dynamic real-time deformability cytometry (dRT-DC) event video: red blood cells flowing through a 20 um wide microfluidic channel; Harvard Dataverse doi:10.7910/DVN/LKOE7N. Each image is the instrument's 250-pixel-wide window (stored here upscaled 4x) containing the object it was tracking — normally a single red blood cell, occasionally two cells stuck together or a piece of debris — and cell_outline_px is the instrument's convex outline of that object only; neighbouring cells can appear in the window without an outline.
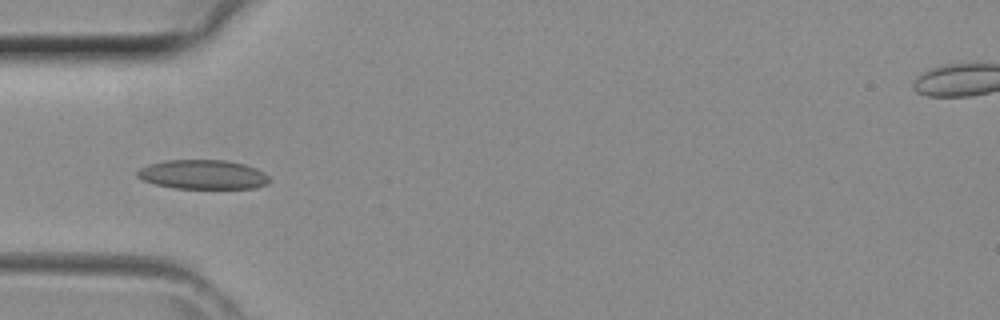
{"species": "common noctule bat (a hibernating species)", "species_latin": "Nyctalus noctula", "temperature_condition": "room temperature", "stored_images_in_passage": 32, "camera_frame_rate_fps": 3000, "um_per_image_px": 0.085, "animal": {"sex": "female", "body_mass_g": 29.2, "forearm_length_mm": 56.3}, "frame": {"image": 1, "passage_image": 9, "time_ms": 2.667, "image_size_px": [1000, 320], "cell_outline_px": [[272, 180], [268, 184], [256, 188], [172, 188], [156, 184], [144, 180], [136, 176], [136, 172], [140, 168], [148, 164], [168, 160], [224, 160], [244, 164], [256, 168], [264, 172]], "centroid_in_image_um": [17.27, 14.84], "position_along_channel_um": 67.7, "area_um2": 22.6}}
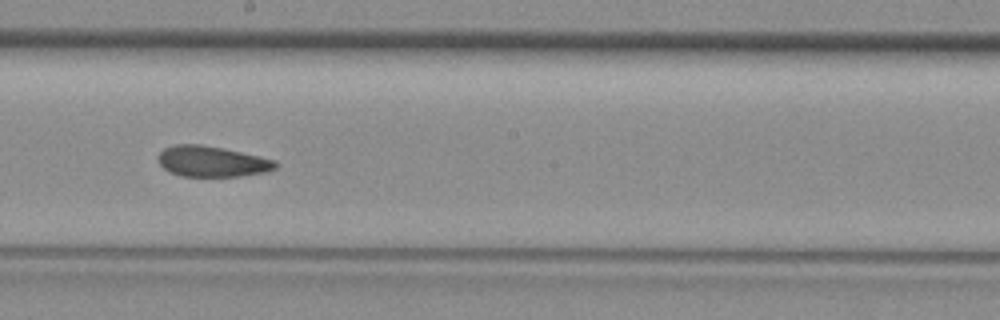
{"frame": {"image": 2, "passage_image": 19, "time_ms": 6.0, "image_size_px": [1000, 320], "cell_outline_px": [[276, 168], [268, 172], [240, 176], [180, 176], [168, 172], [160, 164], [160, 152], [164, 148], [176, 144], [200, 144], [240, 152], [276, 160]], "centroid_in_image_um": [18.02, 13.73], "position_along_channel_um": 230.2, "area_um2": 20.81}}
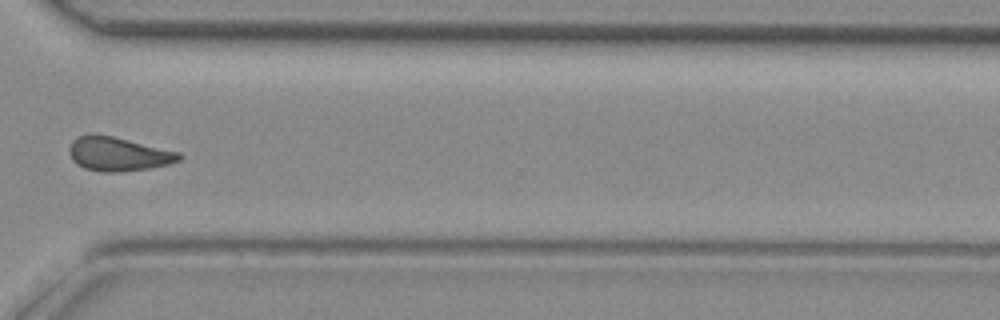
{"frame": {"image": 3, "passage_image": 27, "time_ms": 8.667, "image_size_px": [1000, 320], "cell_outline_px": [[184, 156], [180, 160], [168, 164], [148, 168], [116, 172], [104, 172], [84, 168], [76, 164], [72, 160], [68, 152], [68, 148], [72, 140], [76, 136], [112, 136], [180, 152]], "centroid_in_image_um": [10.05, 13.11], "position_along_channel_um": 360.6, "area_um2": 21.44}}